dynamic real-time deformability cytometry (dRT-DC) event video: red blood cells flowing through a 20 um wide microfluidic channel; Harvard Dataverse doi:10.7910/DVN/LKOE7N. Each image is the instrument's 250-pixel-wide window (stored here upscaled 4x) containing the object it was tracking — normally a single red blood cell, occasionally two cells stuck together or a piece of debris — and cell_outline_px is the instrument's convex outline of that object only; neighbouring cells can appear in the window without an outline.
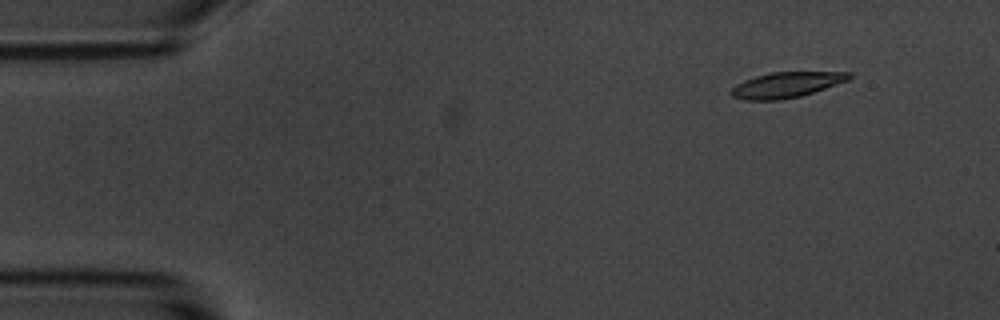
{"species": "common noctule bat (a hibernating species)", "species_latin": "Nyctalus noctula", "temperature_condition": "room temperature", "stored_images_in_passage": 5, "camera_frame_rate_fps": 3000, "um_per_image_px": 0.085, "animal": {"sex": "male", "body_mass_g": 20.1, "forearm_length_mm": 53.5}, "frame": {"image": 1, "passage_image": 2, "time_ms": 1.333, "image_size_px": [1000, 320], "cell_outline_px": [[852, 76], [848, 80], [800, 96], [780, 100], [744, 100], [732, 96], [728, 92], [736, 84], [744, 80], [756, 76], [772, 72], [852, 72]], "centroid_in_image_um": [66.8, 7.21], "position_along_channel_um": 18.2, "area_um2": 17.4}}